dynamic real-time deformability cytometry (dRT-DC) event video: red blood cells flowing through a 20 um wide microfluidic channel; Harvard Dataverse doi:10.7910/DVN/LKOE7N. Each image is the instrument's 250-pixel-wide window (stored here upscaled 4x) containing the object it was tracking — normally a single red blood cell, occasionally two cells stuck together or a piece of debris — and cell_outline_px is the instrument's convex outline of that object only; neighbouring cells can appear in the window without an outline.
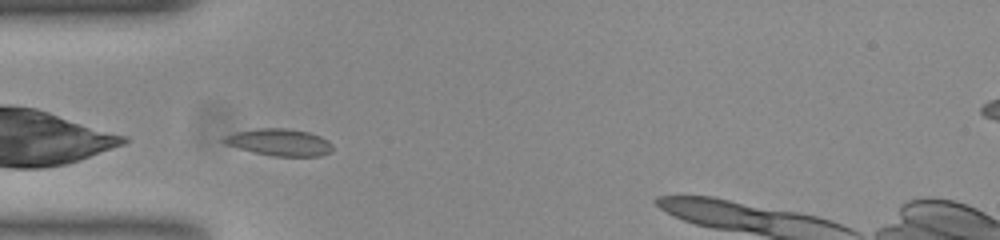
{"species": "common noctule bat (a hibernating species)", "species_latin": "Nyctalus noctula", "temperature_condition": "room temperature", "stored_images_in_passage": 30, "camera_frame_rate_fps": 3000, "um_per_image_px": 0.085, "animal": {"sex": "female", "body_mass_g": 23.0, "forearm_length_mm": 53.4}, "frame": {"image": 1, "passage_image": 2, "time_ms": 0.333, "image_size_px": [1000, 240], "cell_outline_px": [[332, 148], [328, 152], [320, 156], [272, 156], [224, 144], [220, 140], [224, 136], [236, 132], [256, 128], [284, 128], [308, 132], [320, 136], [332, 144]], "centroid_in_image_um": [23.71, 12.09], "position_along_channel_um": 61.3, "area_um2": 16.88}}
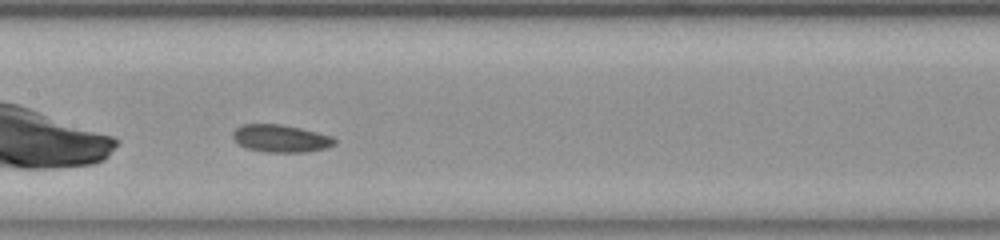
{"frame": {"image": 2, "passage_image": 12, "time_ms": 3.667, "image_size_px": [1000, 240], "cell_outline_px": [[336, 144], [324, 148], [304, 152], [268, 152], [248, 148], [240, 144], [232, 136], [232, 132], [236, 128], [244, 124], [280, 124], [300, 128], [332, 136], [336, 140]], "centroid_in_image_um": [23.87, 11.76], "position_along_channel_um": 183.5, "area_um2": 16.07}}
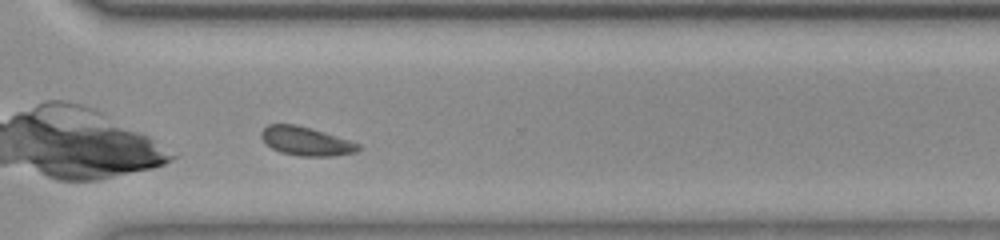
{"frame": {"image": 3, "passage_image": 25, "time_ms": 8.0, "image_size_px": [1000, 240], "cell_outline_px": [[360, 148], [356, 152], [332, 156], [300, 156], [280, 152], [272, 148], [260, 136], [260, 132], [268, 124], [296, 124], [348, 140], [360, 144]], "centroid_in_image_um": [25.98, 12.0], "position_along_channel_um": 344.6, "area_um2": 15.95}, "authors_computed_cell_mechanics": {"area_um2": 15.895, "velocity_mm_per_s": 3.7105, "shape_relaxation_time_tau1_ms": 3.4589, "shape_relaxation_time_tau2_ms": null, "deformation_change_tau1": 0.0524, "deformation_change_tau2": null}}